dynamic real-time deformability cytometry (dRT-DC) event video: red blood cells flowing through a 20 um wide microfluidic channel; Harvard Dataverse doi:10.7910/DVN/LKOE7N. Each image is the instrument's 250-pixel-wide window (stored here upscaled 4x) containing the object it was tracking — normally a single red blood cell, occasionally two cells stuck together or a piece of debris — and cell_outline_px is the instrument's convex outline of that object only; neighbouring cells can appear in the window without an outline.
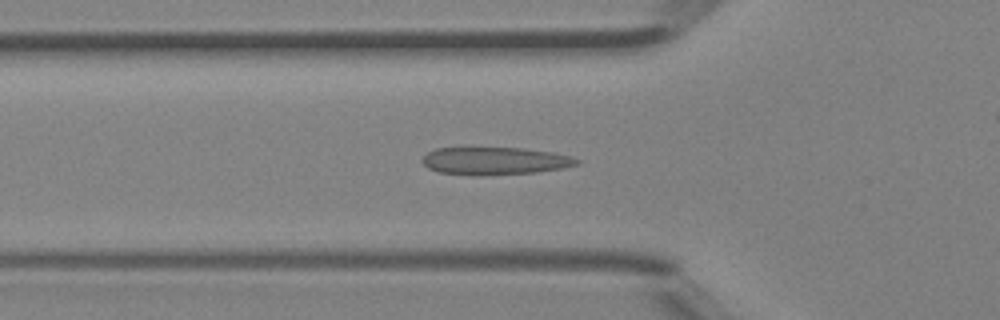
{"species": "Egyptian fruit bat (a non-hibernating species)", "species_latin": "Rousettus aegyptiacus", "temperature_condition": "room temperature", "stored_images_in_passage": 42, "camera_frame_rate_fps": 3000, "um_per_image_px": 0.085, "animal": {"sex": "female"}, "frame": {"image": 1, "passage_image": 11, "time_ms": 3.333, "image_size_px": [1000, 320], "cell_outline_px": [[580, 164], [564, 168], [536, 172], [480, 176], [476, 176], [440, 172], [428, 168], [420, 160], [428, 152], [436, 148], [464, 144], [524, 148], [552, 152], [572, 156], [580, 160]], "centroid_in_image_um": [42.01, 13.62], "position_along_channel_um": 83.8, "area_um2": 26.3}}
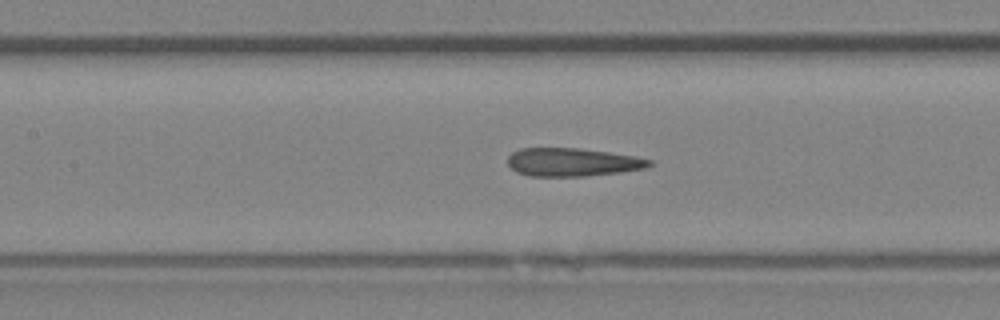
{"frame": {"image": 2, "passage_image": 16, "time_ms": 5.0, "image_size_px": [1000, 320], "cell_outline_px": [[656, 164], [648, 168], [620, 172], [584, 176], [528, 176], [516, 172], [508, 164], [508, 156], [512, 152], [520, 148], [580, 148], [636, 156], [652, 160]], "centroid_in_image_um": [48.7, 13.78], "position_along_channel_um": 158.7, "area_um2": 23.52}}
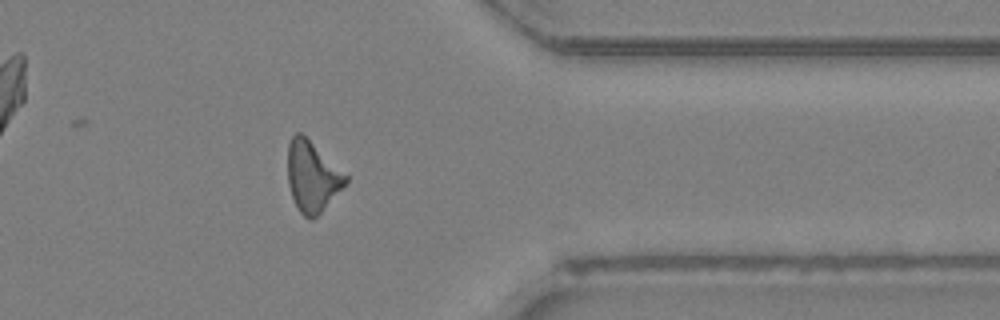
{"frame": {"image": 3, "passage_image": 32, "time_ms": 10.333, "image_size_px": [1000, 320], "cell_outline_px": [[348, 180], [320, 212], [312, 220], [304, 216], [300, 212], [292, 196], [288, 184], [288, 144], [292, 136], [296, 132], [300, 132], [348, 176]], "centroid_in_image_um": [26.51, 14.99], "position_along_channel_um": 384.9, "area_um2": 23.06}, "authors_computed_cell_mechanics": {"area_um2": 23.7558, "velocity_mm_per_s": 4.4961, "shape_relaxation_time_tau1_ms": null, "shape_relaxation_time_tau2_ms": 7.4764, "deformation_change_tau1": null, "deformation_change_tau2": 0.2186}}